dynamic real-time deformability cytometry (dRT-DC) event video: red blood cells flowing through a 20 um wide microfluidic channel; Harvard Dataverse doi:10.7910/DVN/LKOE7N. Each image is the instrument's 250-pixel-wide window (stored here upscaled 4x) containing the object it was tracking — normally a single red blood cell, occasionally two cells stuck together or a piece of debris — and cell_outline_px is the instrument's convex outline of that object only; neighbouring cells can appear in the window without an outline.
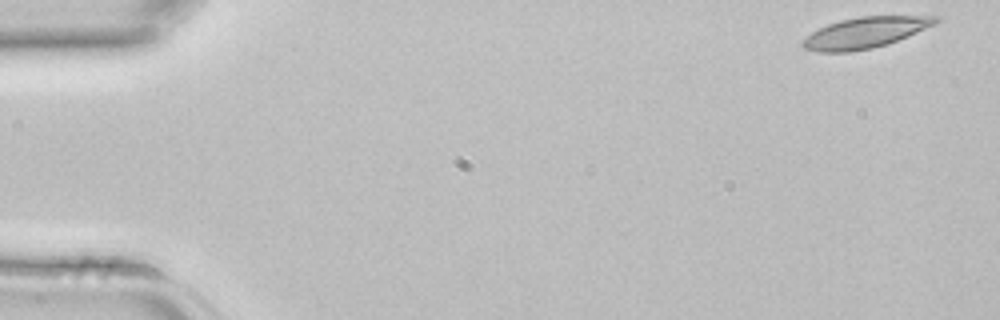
{"species": "common noctule bat (a hibernating species)", "species_latin": "Nyctalus noctula", "temperature_condition": "room temperature", "stored_images_in_passage": 4, "camera_frame_rate_fps": 3000, "um_per_image_px": 0.085, "animal": {"sex": "female", "body_mass_g": 22.7, "forearm_length_mm": 54.2}, "frame": {"image": 1, "passage_image": 1, "time_ms": 0.0, "image_size_px": [1000, 320], "cell_outline_px": [[940, 20], [936, 24], [908, 36], [888, 44], [872, 48], [848, 52], [820, 52], [804, 48], [800, 44], [800, 40], [812, 32], [828, 24], [840, 20], [860, 16], [940, 16]], "centroid_in_image_um": [73.53, 2.77], "position_along_channel_um": 11.5, "area_um2": 23.99}}
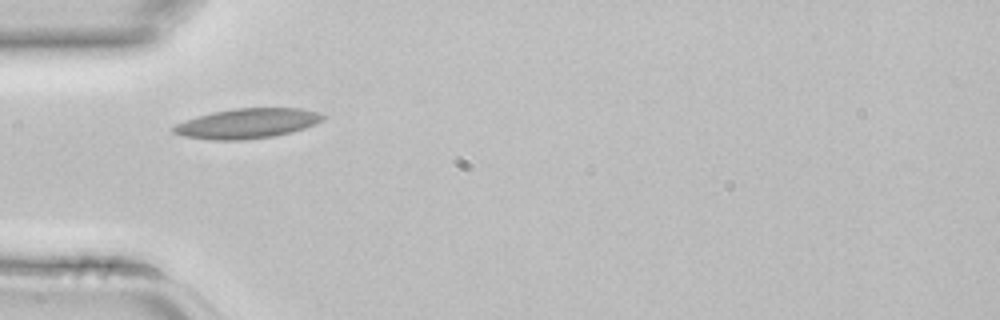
{"frame": {"image": 2, "passage_image": 4, "time_ms": 1.0, "image_size_px": [1000, 320], "cell_outline_px": [[324, 120], [316, 124], [292, 132], [272, 136], [240, 140], [212, 140], [184, 136], [172, 132], [172, 128], [176, 124], [196, 116], [212, 112], [236, 108], [300, 108], [320, 112], [324, 116]], "centroid_in_image_um": [21.03, 10.48], "position_along_channel_um": 64.0, "area_um2": 26.01}}